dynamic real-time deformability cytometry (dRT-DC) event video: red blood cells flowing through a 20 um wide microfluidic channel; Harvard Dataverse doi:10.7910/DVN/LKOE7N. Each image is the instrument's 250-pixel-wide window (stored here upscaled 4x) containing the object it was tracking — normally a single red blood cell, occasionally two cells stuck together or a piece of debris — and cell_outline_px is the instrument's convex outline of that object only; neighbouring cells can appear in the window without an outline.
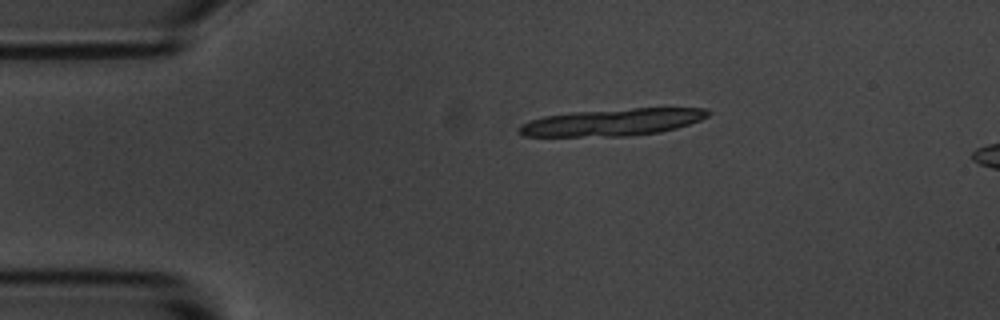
{"species": "common noctule bat (a hibernating species)", "species_latin": "Nyctalus noctula", "temperature_condition": "room temperature", "stored_images_in_passage": 6, "camera_frame_rate_fps": 3000, "um_per_image_px": 0.085, "animal": {"sex": "male", "body_mass_g": 20.1, "forearm_length_mm": 53.5}, "frame": {"image": 1, "passage_image": 1, "time_ms": 0.0, "image_size_px": [1000, 320], "cell_outline_px": [[712, 112], [708, 116], [700, 120], [676, 128], [660, 132], [624, 136], [524, 136], [516, 132], [516, 128], [520, 124], [544, 116], [576, 112], [632, 108], [704, 108]], "centroid_in_image_um": [52.04, 10.39], "position_along_channel_um": 33.0, "area_um2": 29.65}}